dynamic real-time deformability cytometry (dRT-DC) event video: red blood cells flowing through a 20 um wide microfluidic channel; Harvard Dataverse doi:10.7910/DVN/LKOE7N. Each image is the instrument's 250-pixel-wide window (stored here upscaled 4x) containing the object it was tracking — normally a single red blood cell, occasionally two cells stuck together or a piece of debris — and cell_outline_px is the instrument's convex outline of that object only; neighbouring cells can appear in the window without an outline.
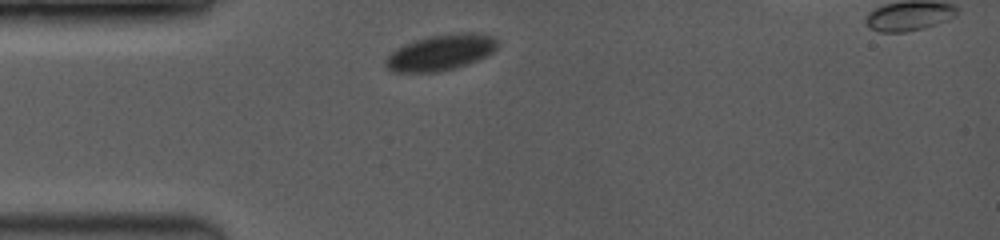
{"species": "common noctule bat (a hibernating species)", "species_latin": "Nyctalus noctula", "temperature_condition": "room temperature", "stored_images_in_passage": 19, "segment_of_instrument_passage": [1, 2], "camera_frame_rate_fps": 3500, "um_per_image_px": 0.085, "animal": {"sex": "female", "body_mass_g": 19.0, "forearm_length_mm": 53.3}, "frame": {"image": 1, "passage_image": 1, "time_ms": 0.0, "image_size_px": [1000, 240], "cell_outline_px": [[496, 48], [492, 52], [476, 60], [452, 68], [436, 72], [392, 72], [388, 68], [388, 56], [396, 48], [404, 44], [428, 36], [464, 32], [480, 32], [492, 36], [496, 40]], "centroid_in_image_um": [37.46, 4.44], "position_along_channel_um": 47.5, "area_um2": 22.83}}
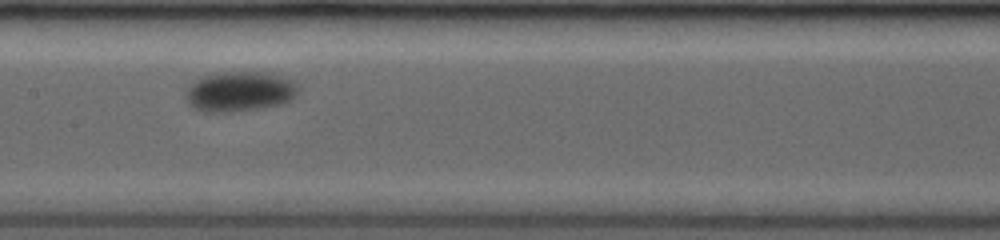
{"frame": {"image": 2, "passage_image": 10, "time_ms": 4.286, "image_size_px": [1000, 240], "cell_outline_px": [[300, 92], [288, 100], [280, 104], [256, 108], [228, 112], [204, 112], [192, 108], [188, 104], [184, 96], [184, 92], [196, 80], [204, 76], [216, 72], [264, 72], [288, 76], [300, 84]], "centroid_in_image_um": [20.39, 7.76], "position_along_channel_um": 187.0, "area_um2": 26.65}}
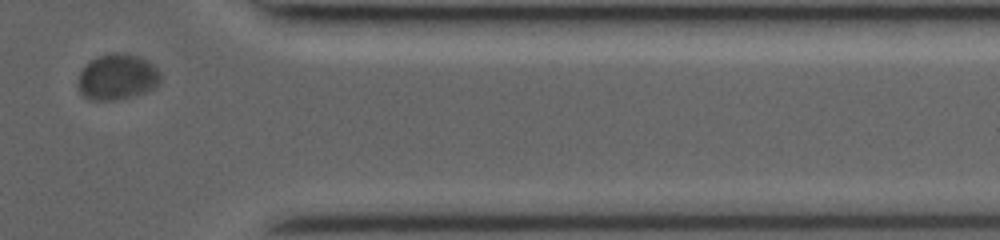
{"frame": {"image": 3, "passage_image": 17, "time_ms": 10.286, "image_size_px": [1000, 240], "cell_outline_px": [[160, 80], [156, 88], [136, 96], [116, 100], [88, 100], [80, 92], [76, 84], [80, 72], [88, 60], [96, 56], [108, 52], [128, 52], [140, 56], [148, 60], [160, 72]], "centroid_in_image_um": [9.95, 6.52], "position_along_channel_um": 401.4, "area_um2": 22.83}}